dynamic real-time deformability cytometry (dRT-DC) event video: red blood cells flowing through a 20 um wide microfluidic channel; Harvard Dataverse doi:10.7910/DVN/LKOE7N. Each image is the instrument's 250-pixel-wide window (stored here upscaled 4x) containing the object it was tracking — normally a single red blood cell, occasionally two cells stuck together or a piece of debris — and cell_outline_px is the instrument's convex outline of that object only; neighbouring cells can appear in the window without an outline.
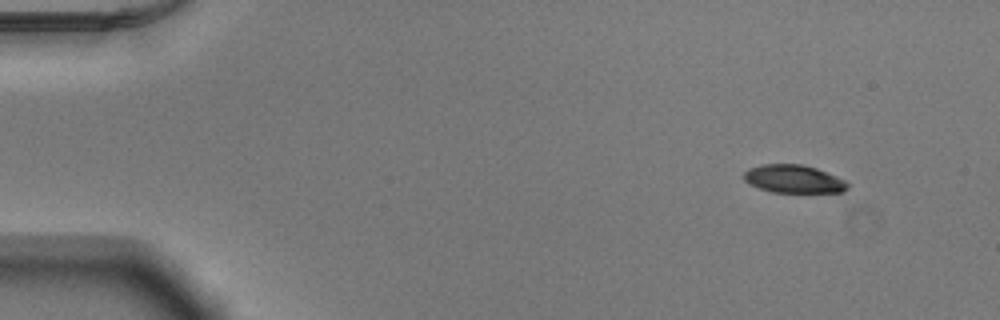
{"species": "Egyptian fruit bat (a non-hibernating species)", "species_latin": "Rousettus aegyptiacus", "temperature_condition": "warm", "stored_images_in_passage": 48, "camera_frame_rate_fps": 3000, "um_per_image_px": 0.085, "animal": {"sex": "male"}, "frame": {"image": 1, "passage_image": 1, "time_ms": 0.0, "image_size_px": [1000, 320], "cell_outline_px": [[848, 188], [844, 192], [772, 192], [748, 184], [744, 180], [744, 172], [748, 168], [760, 164], [800, 164], [816, 168], [836, 176], [844, 180], [848, 184]], "centroid_in_image_um": [67.43, 15.21], "position_along_channel_um": 17.6, "area_um2": 16.94}}
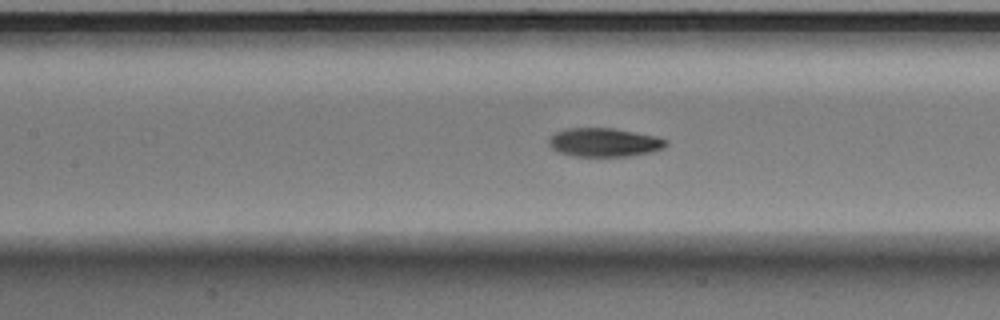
{"frame": {"image": 2, "passage_image": 20, "time_ms": 6.333, "image_size_px": [1000, 320], "cell_outline_px": [[668, 144], [664, 148], [652, 152], [628, 156], [576, 156], [560, 152], [552, 148], [548, 144], [548, 140], [556, 132], [564, 128], [612, 128], [656, 136], [668, 140]], "centroid_in_image_um": [51.38, 12.1], "position_along_channel_um": 156.0, "area_um2": 19.54}}
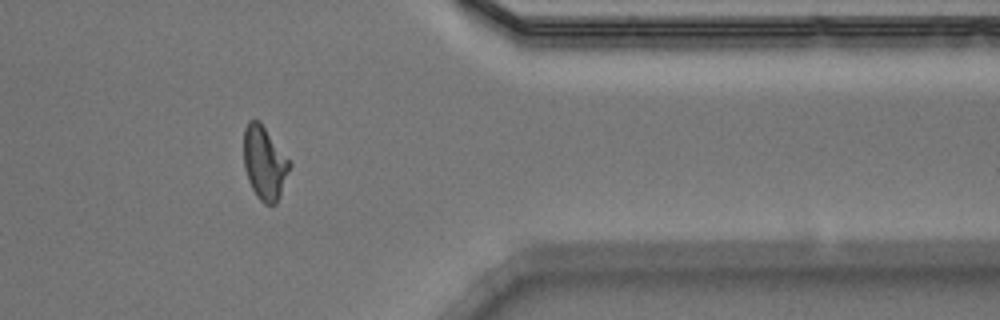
{"frame": {"image": 3, "passage_image": 39, "time_ms": 12.667, "image_size_px": [1000, 320], "cell_outline_px": [[292, 164], [280, 196], [276, 204], [264, 204], [256, 196], [248, 180], [244, 168], [244, 128], [248, 120], [260, 120]], "centroid_in_image_um": [22.48, 13.84], "position_along_channel_um": 388.9, "area_um2": 19.71}, "authors_computed_cell_mechanics": {"area_um2": 19.3341, "velocity_mm_per_s": 3.9125, "shape_relaxation_time_tau1_ms": 3.3138, "shape_relaxation_time_tau2_ms": 3.1374, "deformation_change_tau1": 0.1735, "deformation_change_tau2": 0.0954}}